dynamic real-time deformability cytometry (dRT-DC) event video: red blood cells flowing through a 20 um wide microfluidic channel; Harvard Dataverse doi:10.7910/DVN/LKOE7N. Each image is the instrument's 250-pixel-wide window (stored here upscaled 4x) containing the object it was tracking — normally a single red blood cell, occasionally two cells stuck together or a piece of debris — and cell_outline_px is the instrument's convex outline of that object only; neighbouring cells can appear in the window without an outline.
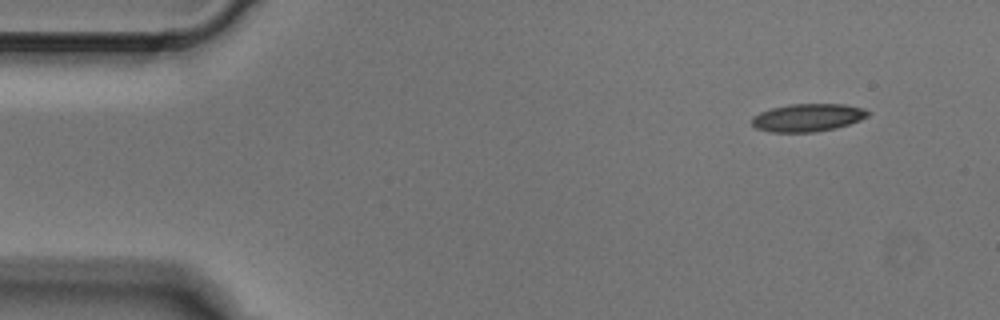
{"species": "Egyptian fruit bat (a non-hibernating species)", "species_latin": "Rousettus aegyptiacus", "temperature_condition": "cold", "stored_images_in_passage": 6, "camera_frame_rate_fps": 3000, "um_per_image_px": 0.085, "animal": {"sex": "male"}, "frame": {"image": 1, "passage_image": 1, "time_ms": 0.0, "image_size_px": [1000, 320], "cell_outline_px": [[872, 112], [868, 116], [860, 120], [836, 128], [812, 132], [772, 132], [756, 128], [752, 124], [752, 116], [760, 112], [772, 108], [788, 104], [844, 104], [864, 108]], "centroid_in_image_um": [68.67, 9.99], "position_along_channel_um": 16.3, "area_um2": 18.84}}
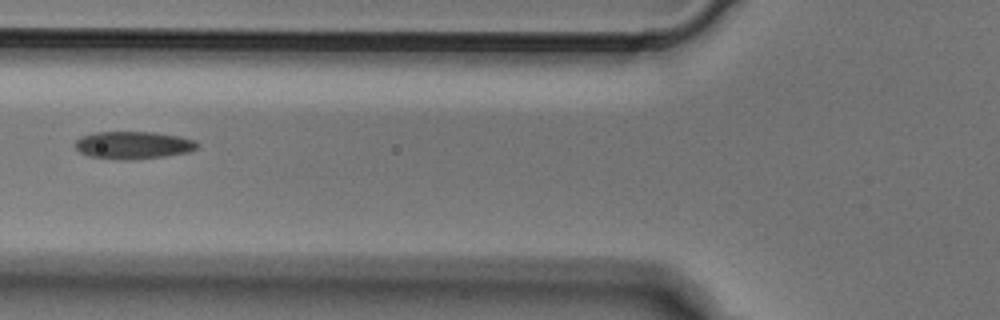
{"frame": {"image": 2, "passage_image": 5, "time_ms": 1.333, "image_size_px": [1000, 320], "cell_outline_px": [[200, 144], [196, 148], [188, 152], [164, 156], [132, 160], [116, 160], [88, 156], [80, 152], [76, 148], [76, 140], [80, 136], [96, 132], [156, 132], [176, 136], [192, 140]], "centroid_in_image_um": [11.28, 12.34], "position_along_channel_um": 114.5, "area_um2": 19.59}}
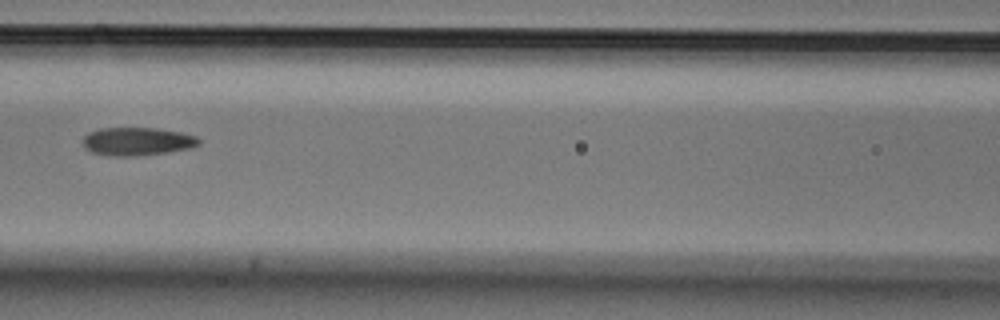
{"frame": {"image": 3, "passage_image": 6, "time_ms": 1.667, "image_size_px": [1000, 320], "cell_outline_px": [[200, 144], [192, 148], [168, 152], [136, 156], [116, 156], [92, 152], [84, 148], [84, 136], [88, 132], [100, 128], [156, 128], [180, 132], [196, 136], [200, 140]], "centroid_in_image_um": [11.68, 12.02], "position_along_channel_um": 154.9, "area_um2": 19.02}}